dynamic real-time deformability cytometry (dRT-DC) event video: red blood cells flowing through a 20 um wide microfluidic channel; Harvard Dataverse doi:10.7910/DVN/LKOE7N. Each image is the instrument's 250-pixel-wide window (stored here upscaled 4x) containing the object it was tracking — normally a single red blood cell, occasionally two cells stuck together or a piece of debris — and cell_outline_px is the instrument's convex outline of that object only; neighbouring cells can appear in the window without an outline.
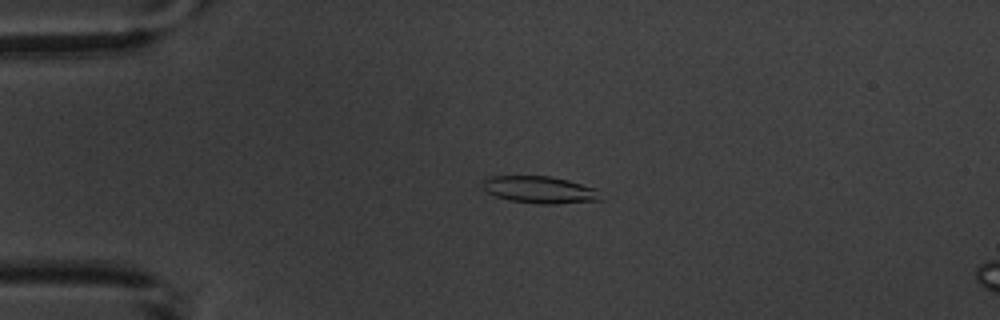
{"species": "common noctule bat (a hibernating species)", "species_latin": "Nyctalus noctula", "temperature_condition": "warm", "stored_images_in_passage": 5, "camera_frame_rate_fps": 3000, "um_per_image_px": 0.085, "animal": {"sex": "male", "body_mass_g": 20.1, "forearm_length_mm": 53.5}, "frame": {"image": 1, "passage_image": 3, "time_ms": 2.333, "image_size_px": [1000, 320], "cell_outline_px": [[604, 200], [552, 204], [540, 204], [512, 200], [496, 196], [488, 192], [484, 188], [484, 180], [492, 176], [548, 176], [568, 180], [596, 188]], "centroid_in_image_um": [45.95, 16.13], "position_along_channel_um": 39.1, "area_um2": 18.38}}